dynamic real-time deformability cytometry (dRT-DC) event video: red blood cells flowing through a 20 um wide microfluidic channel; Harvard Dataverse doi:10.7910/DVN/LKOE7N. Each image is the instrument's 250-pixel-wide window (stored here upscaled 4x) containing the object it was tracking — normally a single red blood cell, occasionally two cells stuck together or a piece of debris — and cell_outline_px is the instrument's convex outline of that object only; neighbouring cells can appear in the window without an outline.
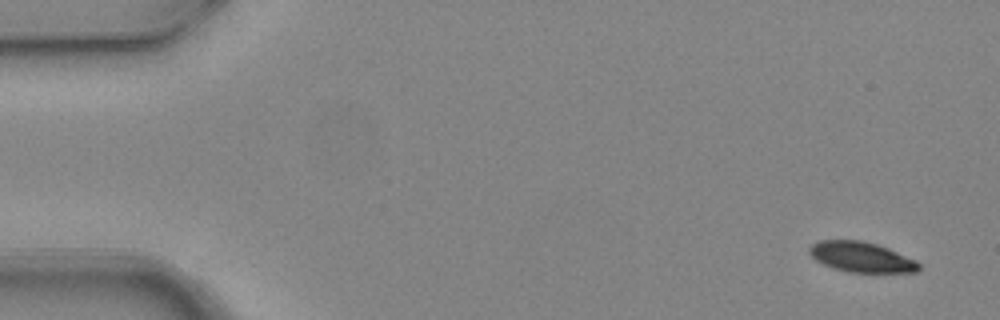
{"species": "common noctule bat (a hibernating species)", "species_latin": "Nyctalus noctula", "temperature_condition": "warm", "stored_images_in_passage": 5, "camera_frame_rate_fps": 3000, "um_per_image_px": 0.085, "animal": {"sex": "female", "body_mass_g": 24.6, "forearm_length_mm": 56.2}, "frame": {"image": 1, "passage_image": 1, "time_ms": 0.0, "image_size_px": [1000, 320], "cell_outline_px": [[920, 268], [916, 272], [848, 272], [832, 268], [816, 260], [808, 252], [808, 248], [812, 244], [820, 240], [860, 240], [876, 244], [888, 248], [916, 260], [920, 264]], "centroid_in_image_um": [73.2, 21.84], "position_along_channel_um": 11.8, "area_um2": 19.25}}
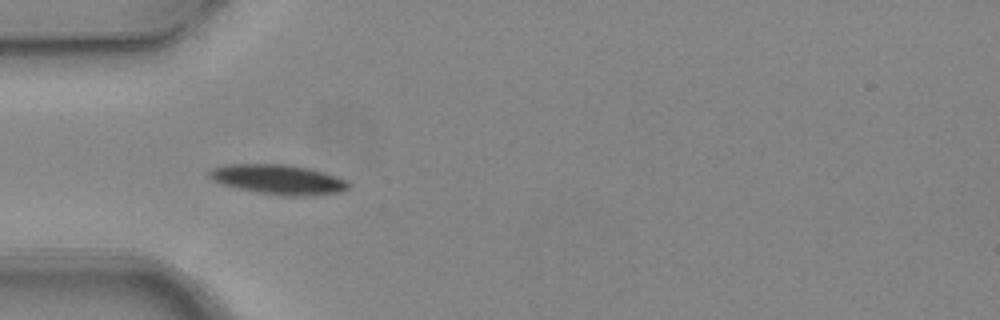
{"frame": {"image": 2, "passage_image": 4, "time_ms": 1.0, "image_size_px": [1000, 320], "cell_outline_px": [[348, 188], [344, 192], [312, 196], [280, 196], [220, 184], [212, 180], [208, 176], [208, 168], [224, 164], [292, 164], [308, 168], [336, 176], [344, 180], [348, 184]], "centroid_in_image_um": [23.61, 15.25], "position_along_channel_um": 61.4, "area_um2": 24.39}}
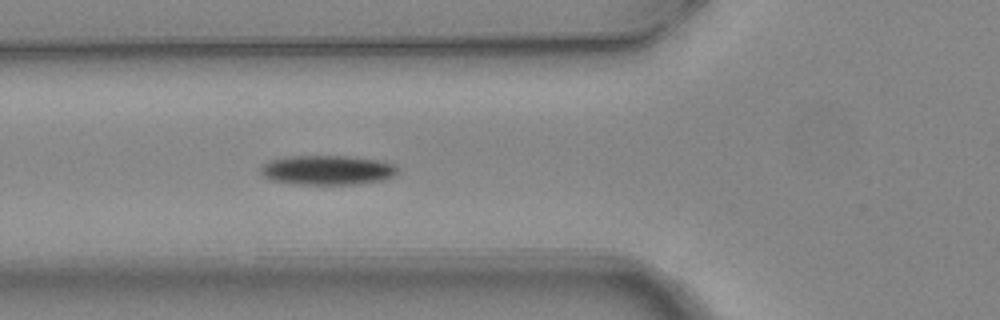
{"frame": {"image": 3, "passage_image": 5, "time_ms": 1.333, "image_size_px": [1000, 320], "cell_outline_px": [[400, 168], [392, 176], [384, 180], [356, 184], [292, 184], [268, 180], [260, 172], [260, 164], [268, 160], [284, 156], [348, 156], [384, 160], [396, 164]], "centroid_in_image_um": [27.8, 14.44], "position_along_channel_um": 98.0, "area_um2": 24.16}}